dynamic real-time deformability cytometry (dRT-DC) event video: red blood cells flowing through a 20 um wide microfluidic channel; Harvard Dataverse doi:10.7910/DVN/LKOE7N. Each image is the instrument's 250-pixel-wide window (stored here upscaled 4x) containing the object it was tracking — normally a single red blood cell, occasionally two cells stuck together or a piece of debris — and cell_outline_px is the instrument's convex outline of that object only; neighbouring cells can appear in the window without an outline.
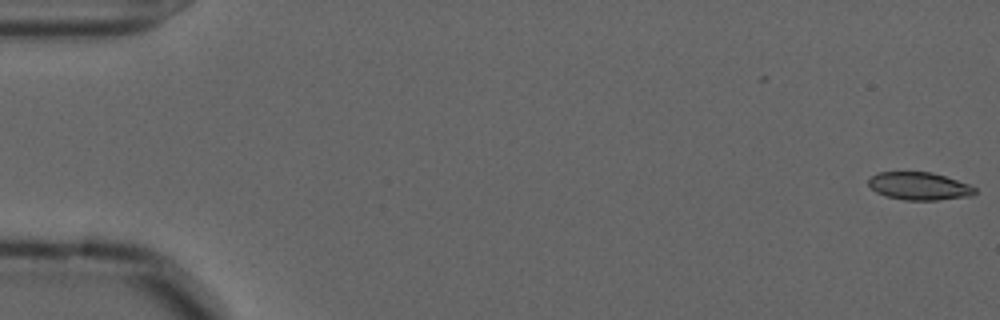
{"species": "common noctule bat (a hibernating species)", "species_latin": "Nyctalus noctula", "temperature_condition": "cold", "stored_images_in_passage": 57, "camera_frame_rate_fps": 3000, "um_per_image_px": 0.085, "animal": {"sex": "male", "forearm_length_mm": 52.5}, "frame": {"image": 1, "passage_image": 1, "time_ms": 0.0, "image_size_px": [1000, 320], "cell_outline_px": [[976, 192], [972, 196], [936, 200], [904, 200], [884, 196], [876, 192], [868, 184], [868, 180], [876, 172], [932, 172], [968, 184], [976, 188]], "centroid_in_image_um": [78.11, 15.82], "position_along_channel_um": 6.9, "area_um2": 17.22}}
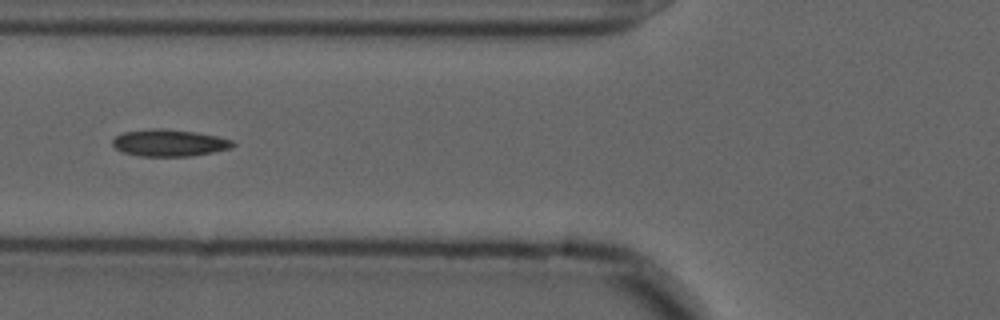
{"frame": {"image": 2, "passage_image": 22, "time_ms": 7.0, "image_size_px": [1000, 320], "cell_outline_px": [[236, 144], [232, 148], [212, 152], [188, 156], [140, 156], [124, 152], [116, 148], [112, 144], [112, 140], [116, 136], [124, 132], [152, 128], [164, 128], [196, 132], [216, 136], [232, 140]], "centroid_in_image_um": [14.39, 12.13], "position_along_channel_um": 111.4, "area_um2": 18.79}}
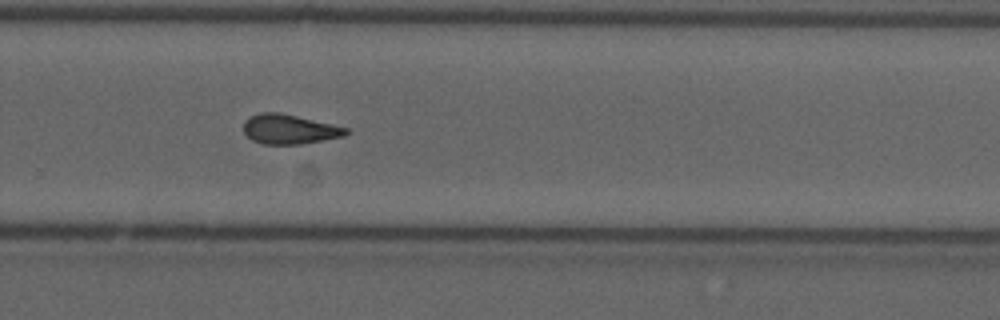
{"frame": {"image": 3, "passage_image": 38, "time_ms": 12.333, "image_size_px": [1000, 320], "cell_outline_px": [[348, 132], [344, 136], [300, 144], [264, 144], [252, 140], [244, 132], [244, 120], [260, 112], [280, 112], [348, 128]], "centroid_in_image_um": [24.57, 10.98], "position_along_channel_um": 305.2, "area_um2": 17.46}, "authors_computed_cell_mechanics": {"area_um2": 17.8024, "velocity_mm_per_s": 3.639, "shape_relaxation_time_tau1_ms": null, "shape_relaxation_time_tau2_ms": 4.1788, "deformation_change_tau1": null, "deformation_change_tau2": 0.1116}}